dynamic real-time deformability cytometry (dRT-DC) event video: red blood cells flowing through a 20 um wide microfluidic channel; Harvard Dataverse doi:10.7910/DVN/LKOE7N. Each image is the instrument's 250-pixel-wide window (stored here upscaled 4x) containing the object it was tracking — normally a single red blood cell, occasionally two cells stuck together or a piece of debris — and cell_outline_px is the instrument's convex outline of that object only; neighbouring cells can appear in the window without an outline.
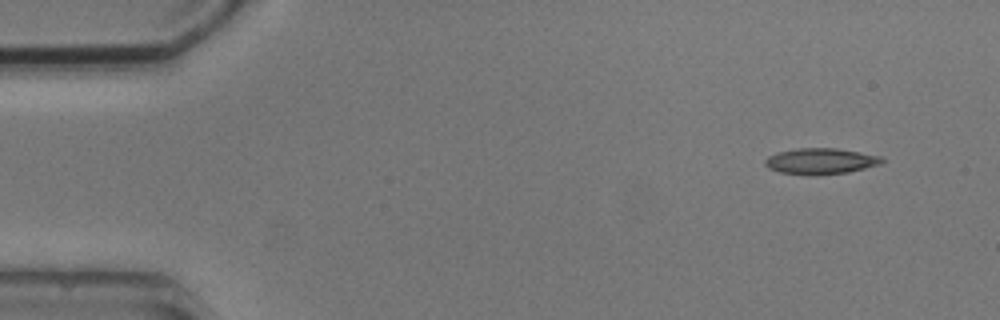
{"species": "common noctule bat (a hibernating species)", "species_latin": "Nyctalus noctula", "temperature_condition": "cold", "stored_images_in_passage": 3, "camera_frame_rate_fps": 3000, "um_per_image_px": 0.085, "animal": {"sex": "male", "body_mass_g": 20.5, "forearm_length_mm": 52.5}, "frame": {"image": 1, "passage_image": 1, "time_ms": 0.0, "image_size_px": [1000, 320], "cell_outline_px": [[884, 160], [880, 164], [848, 172], [812, 176], [780, 172], [768, 168], [764, 164], [764, 160], [768, 156], [776, 152], [796, 148], [836, 148], [860, 152], [880, 156]], "centroid_in_image_um": [69.7, 13.7], "position_along_channel_um": 15.3, "area_um2": 17.8}}
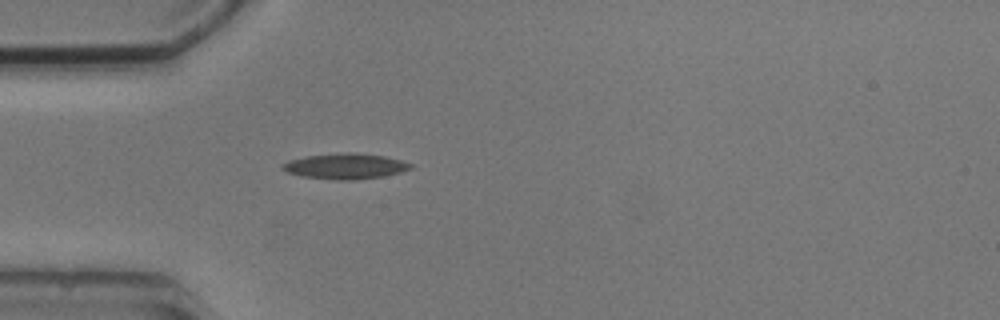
{"frame": {"image": 2, "passage_image": 3, "time_ms": 3.667, "image_size_px": [1000, 320], "cell_outline_px": [[412, 168], [400, 172], [384, 176], [356, 180], [336, 180], [300, 176], [288, 172], [280, 168], [288, 160], [304, 156], [348, 152], [352, 152], [384, 156], [400, 160], [412, 164]], "centroid_in_image_um": [29.33, 14.13], "position_along_channel_um": 55.7, "area_um2": 19.07}}